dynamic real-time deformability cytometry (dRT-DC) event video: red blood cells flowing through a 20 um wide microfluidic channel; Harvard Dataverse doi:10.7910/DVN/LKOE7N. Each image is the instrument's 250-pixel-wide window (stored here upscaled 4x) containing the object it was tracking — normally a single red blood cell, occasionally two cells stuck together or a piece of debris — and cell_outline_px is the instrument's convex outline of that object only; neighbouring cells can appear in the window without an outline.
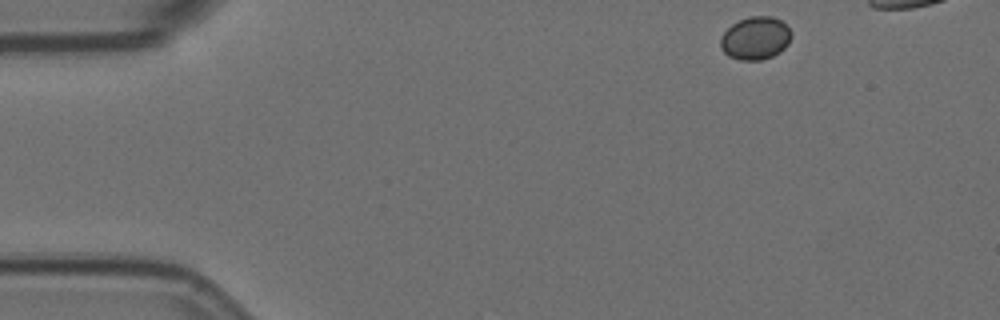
{"species": "Egyptian fruit bat (a non-hibernating species)", "species_latin": "Rousettus aegyptiacus", "temperature_condition": "room temperature", "stored_images_in_passage": 10, "segment_of_instrument_passage": [1, 2], "camera_frame_rate_fps": 3000, "um_per_image_px": 0.085, "animal": {"sex": "female"}, "frame": {"image": 1, "passage_image": 1, "time_ms": 0.0, "image_size_px": [1000, 320], "cell_outline_px": [[792, 36], [788, 44], [780, 52], [772, 56], [760, 60], [740, 60], [728, 56], [720, 48], [720, 36], [732, 24], [748, 16], [772, 16], [780, 20], [792, 32]], "centroid_in_image_um": [64.2, 3.25], "position_along_channel_um": 20.8, "area_um2": 17.8}}
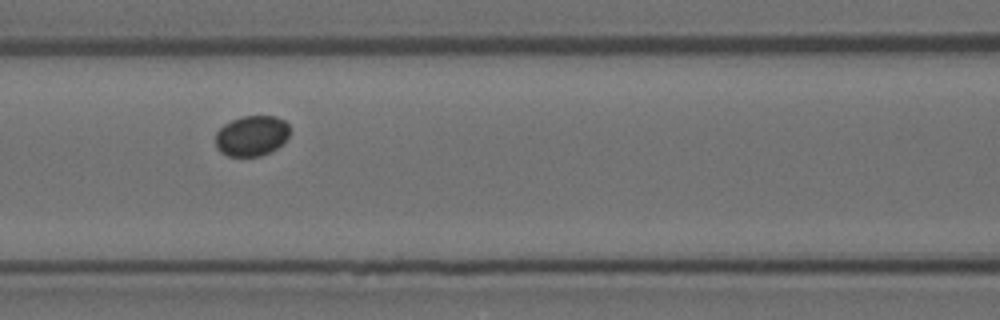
{"frame": {"image": 2, "passage_image": 6, "time_ms": 1.667, "image_size_px": [1000, 320], "cell_outline_px": [[288, 136], [276, 148], [260, 156], [228, 156], [220, 152], [216, 148], [216, 132], [224, 124], [240, 116], [276, 116], [284, 120], [288, 124]], "centroid_in_image_um": [21.36, 11.53], "position_along_channel_um": 145.2, "area_um2": 17.4}}
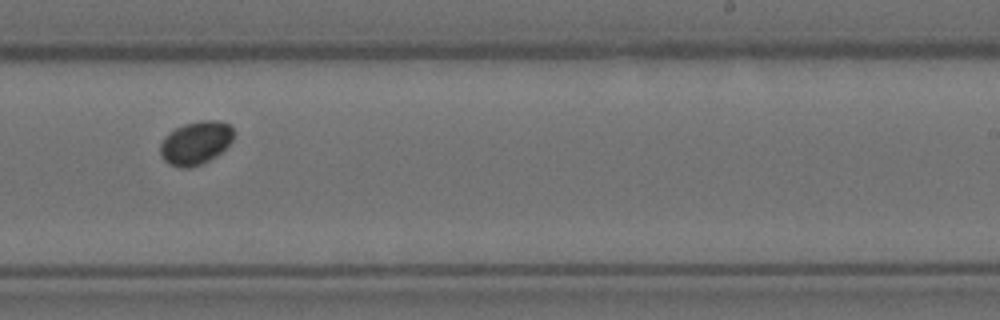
{"frame": {"image": 3, "passage_image": 9, "time_ms": 2.667, "image_size_px": [1000, 320], "cell_outline_px": [[236, 132], [232, 140], [216, 156], [200, 164], [188, 168], [180, 168], [168, 164], [160, 156], [160, 144], [164, 136], [168, 132], [184, 124], [200, 120], [216, 120], [232, 124]], "centroid_in_image_um": [16.63, 12.12], "position_along_channel_um": 272.4, "area_um2": 18.79}}